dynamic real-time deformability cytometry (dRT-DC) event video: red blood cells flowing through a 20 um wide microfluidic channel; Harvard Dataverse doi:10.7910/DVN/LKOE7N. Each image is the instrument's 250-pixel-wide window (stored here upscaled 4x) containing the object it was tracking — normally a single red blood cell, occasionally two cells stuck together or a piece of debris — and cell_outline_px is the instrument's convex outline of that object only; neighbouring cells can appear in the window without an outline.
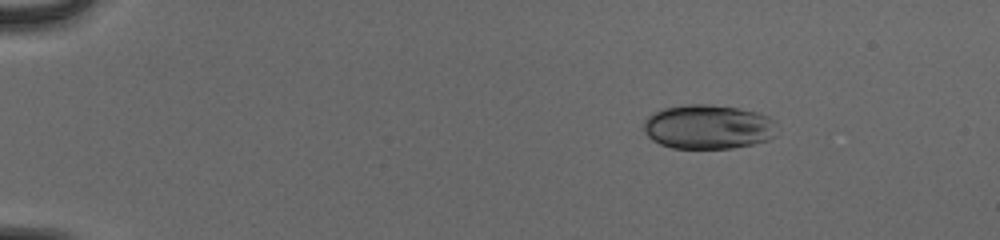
{"species": "human", "species_latin": "Homo sapiens", "temperature_condition": "cold", "stored_images_in_passage": 54, "camera_frame_rate_fps": 3000, "um_per_image_px": 0.085, "donor": {"sex": "male"}, "frame": {"image": 1, "passage_image": 9, "time_ms": 2.667, "image_size_px": [1000, 240], "cell_outline_px": [[776, 136], [768, 140], [752, 144], [732, 148], [672, 148], [660, 144], [652, 140], [644, 132], [644, 120], [652, 112], [664, 108], [684, 104], [712, 104], [740, 108], [756, 112], [768, 116], [772, 120]], "centroid_in_image_um": [60.16, 10.77], "position_along_channel_um": 24.8, "area_um2": 34.62}}
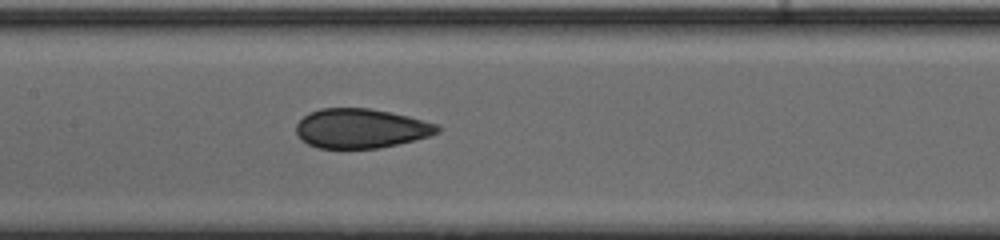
{"frame": {"image": 2, "passage_image": 29, "time_ms": 9.333, "image_size_px": [1000, 240], "cell_outline_px": [[440, 132], [428, 136], [380, 148], [320, 148], [308, 144], [296, 132], [296, 124], [308, 112], [320, 108], [368, 108], [408, 116], [440, 124]], "centroid_in_image_um": [30.68, 10.9], "position_along_channel_um": 176.7, "area_um2": 32.31}}
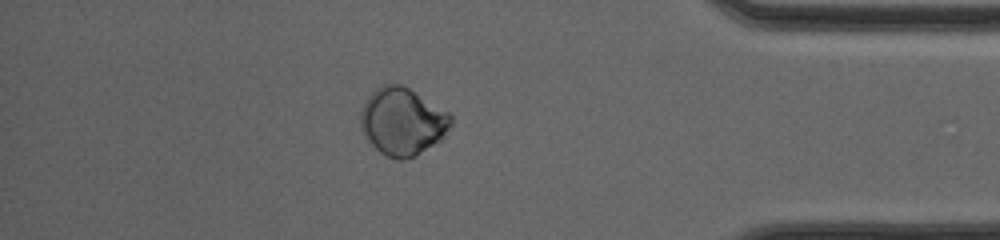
{"frame": {"image": 3, "passage_image": 48, "time_ms": 15.667, "image_size_px": [1000, 240], "cell_outline_px": [[452, 124], [440, 140], [416, 156], [404, 160], [400, 160], [388, 156], [380, 152], [368, 140], [360, 124], [360, 112], [368, 96], [380, 84], [404, 84], [448, 112], [452, 116]], "centroid_in_image_um": [34.21, 10.31], "position_along_channel_um": 401.0, "area_um2": 35.49}, "authors_computed_cell_mechanics": {"area_um2": 33.235, "velocity_mm_per_s": 3.9252, "shape_relaxation_time_tau1_ms": 5.9692, "shape_relaxation_time_tau2_ms": 2.9753, "deformation_change_tau1": 0.075, "deformation_change_tau2": 0.0293}}